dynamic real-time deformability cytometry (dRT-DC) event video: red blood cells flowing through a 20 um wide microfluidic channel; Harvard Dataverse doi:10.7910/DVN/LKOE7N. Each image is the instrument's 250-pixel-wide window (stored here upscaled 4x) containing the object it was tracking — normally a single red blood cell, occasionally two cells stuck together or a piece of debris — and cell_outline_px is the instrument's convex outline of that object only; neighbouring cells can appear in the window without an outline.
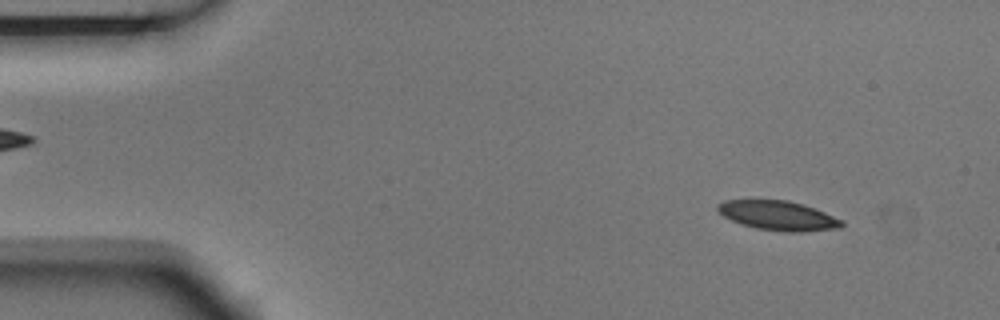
{"species": "Egyptian fruit bat (a non-hibernating species)", "species_latin": "Rousettus aegyptiacus", "temperature_condition": "room temperature", "stored_images_in_passage": 4, "camera_frame_rate_fps": 3000, "um_per_image_px": 0.085, "animal": {"sex": "male"}, "frame": {"image": 1, "passage_image": 1, "time_ms": 0.0, "image_size_px": [1000, 320], "cell_outline_px": [[844, 224], [840, 228], [804, 232], [784, 232], [756, 228], [740, 224], [724, 216], [716, 208], [716, 204], [724, 200], [788, 200], [804, 204], [844, 220]], "centroid_in_image_um": [66.16, 18.33], "position_along_channel_um": 18.8, "area_um2": 21.44}}
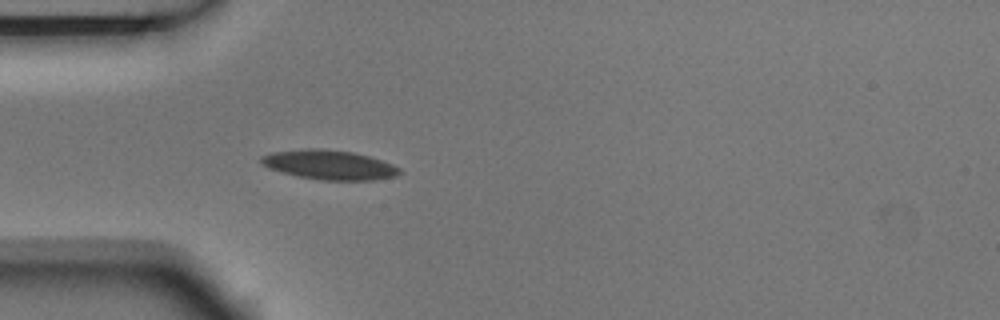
{"frame": {"image": 2, "passage_image": 4, "time_ms": 1.0, "image_size_px": [1000, 320], "cell_outline_px": [[400, 172], [396, 176], [372, 180], [320, 180], [296, 176], [280, 172], [268, 168], [260, 160], [260, 156], [272, 152], [308, 148], [320, 148], [352, 152], [368, 156], [392, 164], [400, 168]], "centroid_in_image_um": [27.95, 14.01], "position_along_channel_um": 57.0, "area_um2": 23.7}}